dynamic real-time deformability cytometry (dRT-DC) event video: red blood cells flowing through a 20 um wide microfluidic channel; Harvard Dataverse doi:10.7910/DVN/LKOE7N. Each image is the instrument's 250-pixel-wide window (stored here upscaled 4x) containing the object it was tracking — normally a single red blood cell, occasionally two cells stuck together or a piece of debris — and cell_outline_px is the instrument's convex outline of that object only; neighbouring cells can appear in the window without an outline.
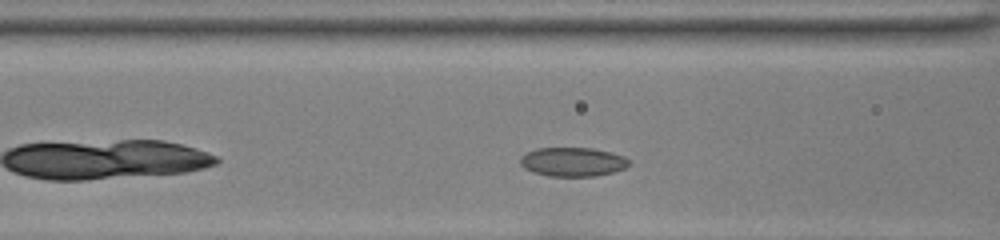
{"species": "common noctule bat (a hibernating species)", "species_latin": "Nyctalus noctula", "temperature_condition": "room temperature", "stored_images_in_passage": 30, "camera_frame_rate_fps": 3000, "um_per_image_px": 0.085, "animal": {"sex": "female", "body_mass_g": 22.0, "forearm_length_mm": 56.7}, "frame": {"image": 1, "passage_image": 7, "time_ms": 2.0, "image_size_px": [1000, 240], "cell_outline_px": [[628, 164], [624, 168], [612, 172], [596, 176], [548, 176], [524, 168], [520, 164], [520, 156], [536, 148], [592, 148], [624, 156], [628, 160]], "centroid_in_image_um": [48.65, 13.75], "position_along_channel_um": 118.0, "area_um2": 18.15}}
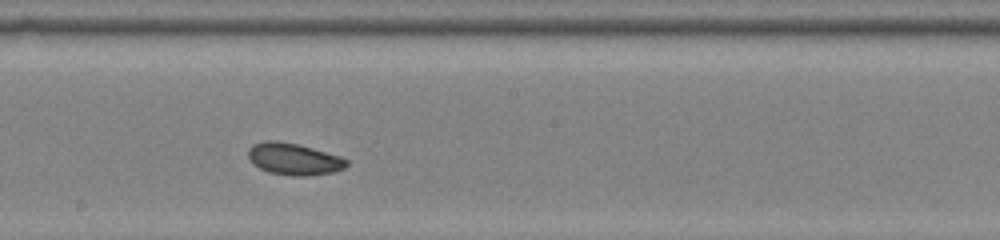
{"frame": {"image": 2, "passage_image": 15, "time_ms": 4.667, "image_size_px": [1000, 240], "cell_outline_px": [[348, 164], [344, 168], [332, 172], [308, 176], [292, 176], [268, 172], [252, 164], [248, 156], [248, 148], [252, 144], [264, 140], [276, 140], [296, 144], [312, 148], [340, 156], [348, 160]], "centroid_in_image_um": [24.94, 13.51], "position_along_channel_um": 223.3, "area_um2": 18.32}}
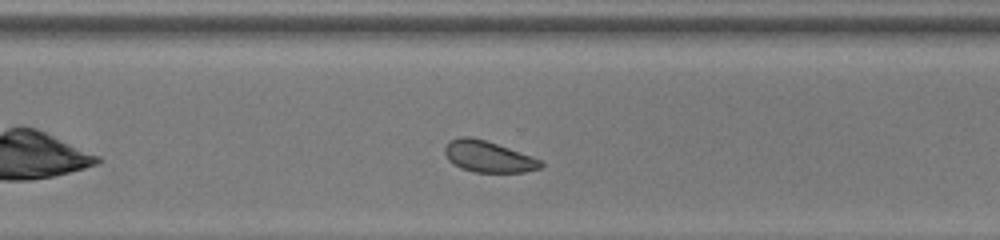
{"frame": {"image": 3, "passage_image": 23, "time_ms": 7.333, "image_size_px": [1000, 240], "cell_outline_px": [[544, 164], [540, 168], [524, 172], [476, 172], [460, 168], [448, 160], [444, 152], [444, 148], [452, 140], [460, 136], [472, 136], [532, 156], [540, 160]], "centroid_in_image_um": [41.49, 13.31], "position_along_channel_um": 329.1, "area_um2": 17.28}, "authors_computed_cell_mechanics": {"area_um2": 17.9758, "velocity_mm_per_s": 3.96, "shape_relaxation_time_tau1_ms": 1.7362, "shape_relaxation_time_tau2_ms": 3.9042, "deformation_change_tau1": 0.039, "deformation_change_tau2": 0.1044}}